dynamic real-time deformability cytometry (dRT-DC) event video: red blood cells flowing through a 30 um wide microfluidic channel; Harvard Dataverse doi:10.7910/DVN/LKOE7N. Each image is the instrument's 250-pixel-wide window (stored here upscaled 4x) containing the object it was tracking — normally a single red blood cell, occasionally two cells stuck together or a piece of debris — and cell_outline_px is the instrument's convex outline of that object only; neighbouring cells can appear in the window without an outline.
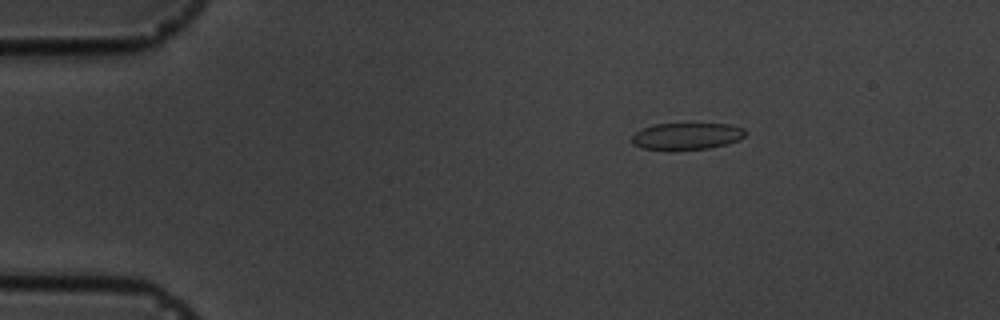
{"species": "common noctule bat (a hibernating species)", "species_latin": "Nyctalus noctula", "temperature_condition": "cold", "stored_images_in_passage": 16, "camera_frame_rate_fps": 3000, "um_per_image_px": 0.085, "animal": {"sex": "male", "body_mass_g": 19.5, "forearm_length_mm": 54.6}, "frame": {"image": 1, "passage_image": 3, "time_ms": 2.333, "image_size_px": [1000, 320], "cell_outline_px": [[748, 132], [740, 140], [708, 148], [672, 152], [668, 152], [640, 148], [632, 144], [632, 136], [636, 132], [652, 124], [728, 124], [744, 128]], "centroid_in_image_um": [58.33, 11.61], "position_along_channel_um": 26.7, "area_um2": 18.26}}
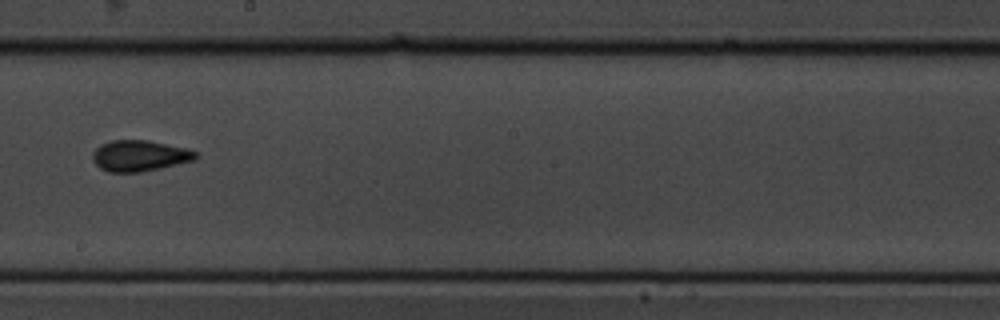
{"frame": {"image": 2, "passage_image": 9, "time_ms": 10.0, "image_size_px": [1000, 320], "cell_outline_px": [[200, 156], [192, 160], [160, 168], [140, 172], [108, 172], [100, 168], [92, 160], [92, 156], [96, 148], [100, 144], [112, 140], [148, 140], [188, 148], [196, 152]], "centroid_in_image_um": [11.85, 13.23], "position_along_channel_um": 236.3, "area_um2": 18.61}}
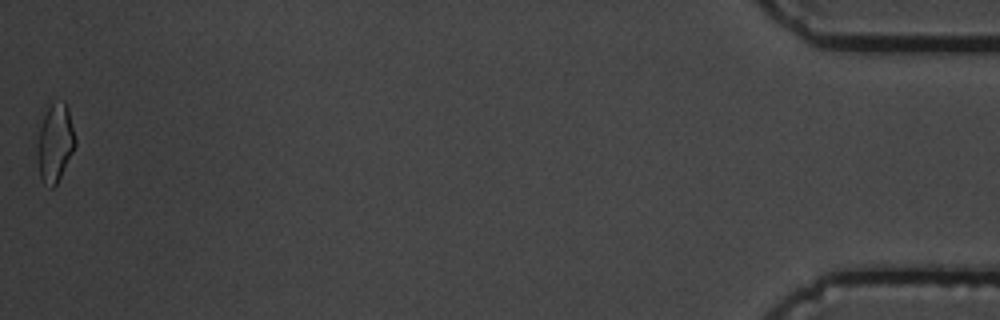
{"frame": {"image": 3, "passage_image": 16, "time_ms": 18.0, "image_size_px": [1000, 320], "cell_outline_px": [[76, 144], [56, 184], [52, 188], [48, 188], [40, 176], [36, 156], [36, 144], [40, 128], [44, 116], [48, 108], [52, 104], [64, 100], [68, 108], [76, 140]], "centroid_in_image_um": [4.66, 12.16], "position_along_channel_um": 430.5, "area_um2": 17.05}, "authors_computed_cell_mechanics": {"area_um2": 17.629, "velocity_mm_per_s": 3.5859, "shape_relaxation_time_tau1_ms": 3.6671, "shape_relaxation_time_tau2_ms": 4.7817, "deformation_change_tau1": 0.0809, "deformation_change_tau2": 0.0379}}